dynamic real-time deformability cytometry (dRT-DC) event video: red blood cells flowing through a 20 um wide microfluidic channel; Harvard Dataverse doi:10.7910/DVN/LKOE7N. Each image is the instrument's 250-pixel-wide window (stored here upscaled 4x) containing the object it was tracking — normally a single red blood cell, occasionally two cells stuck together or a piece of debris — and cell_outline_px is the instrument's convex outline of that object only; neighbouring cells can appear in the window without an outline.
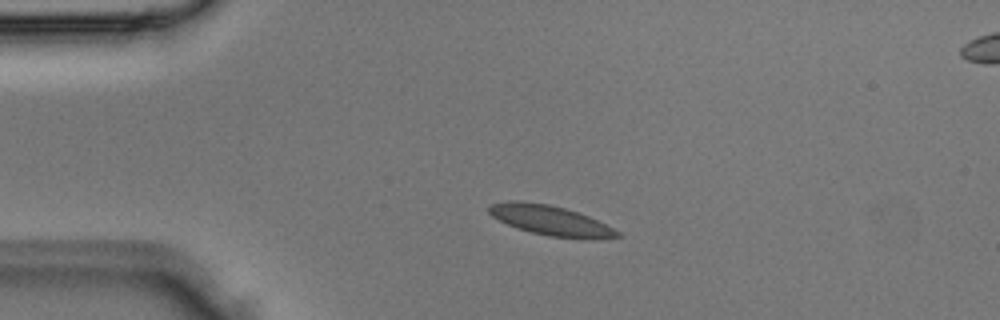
{"species": "Egyptian fruit bat (a non-hibernating species)", "species_latin": "Rousettus aegyptiacus", "temperature_condition": "room temperature", "stored_images_in_passage": 3, "camera_frame_rate_fps": 3000, "um_per_image_px": 0.085, "animal": {"sex": "male"}, "frame": {"image": 1, "passage_image": 1, "time_ms": 0.0, "image_size_px": [1000, 320], "cell_outline_px": [[620, 236], [596, 240], [592, 240], [548, 236], [516, 228], [492, 216], [488, 212], [488, 208], [492, 204], [512, 200], [520, 200], [548, 204], [564, 208], [588, 216], [620, 232]], "centroid_in_image_um": [46.8, 18.75], "position_along_channel_um": 38.2, "area_um2": 22.25}}
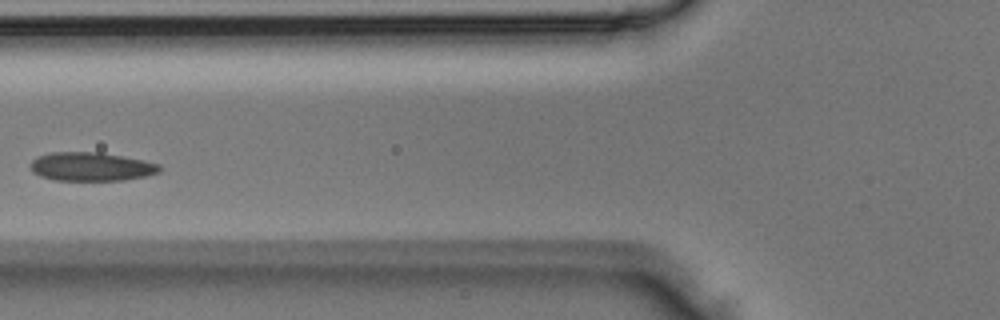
{"frame": {"image": 2, "passage_image": 3, "time_ms": 0.667, "image_size_px": [1000, 320], "cell_outline_px": [[160, 172], [144, 176], [124, 180], [52, 180], [40, 176], [32, 172], [28, 164], [36, 156], [48, 152], [100, 152], [124, 156], [144, 160], [160, 164]], "centroid_in_image_um": [7.7, 14.15], "position_along_channel_um": 118.1, "area_um2": 21.85}}